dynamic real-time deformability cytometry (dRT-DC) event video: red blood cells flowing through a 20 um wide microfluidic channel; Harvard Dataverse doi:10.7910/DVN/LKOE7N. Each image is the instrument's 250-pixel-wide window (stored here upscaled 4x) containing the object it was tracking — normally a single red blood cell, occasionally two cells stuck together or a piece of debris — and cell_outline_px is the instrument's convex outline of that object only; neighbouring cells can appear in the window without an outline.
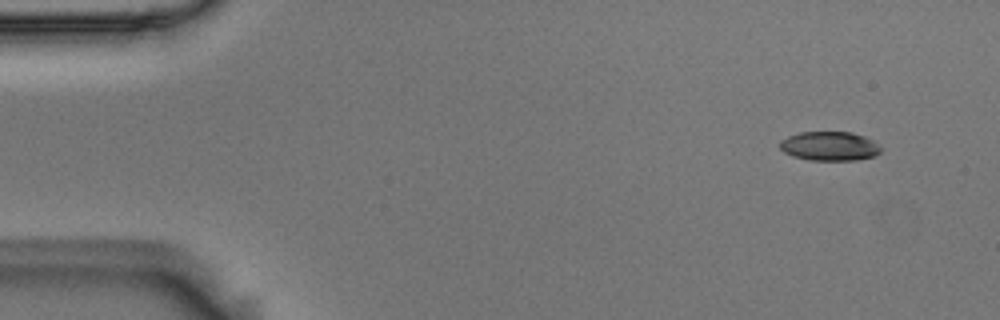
{"species": "Egyptian fruit bat (a non-hibernating species)", "species_latin": "Rousettus aegyptiacus", "temperature_condition": "room temperature", "stored_images_in_passage": 5, "segment_of_instrument_passage": [1, 2], "camera_frame_rate_fps": 3000, "um_per_image_px": 0.085, "animal": {"sex": "male"}, "frame": {"image": 1, "passage_image": 1, "time_ms": 0.0, "image_size_px": [1000, 320], "cell_outline_px": [[880, 152], [876, 156], [856, 160], [808, 160], [792, 156], [784, 152], [780, 148], [780, 140], [788, 136], [800, 132], [852, 132], [864, 136], [872, 140], [880, 148]], "centroid_in_image_um": [70.49, 12.42], "position_along_channel_um": 14.5, "area_um2": 17.17}}
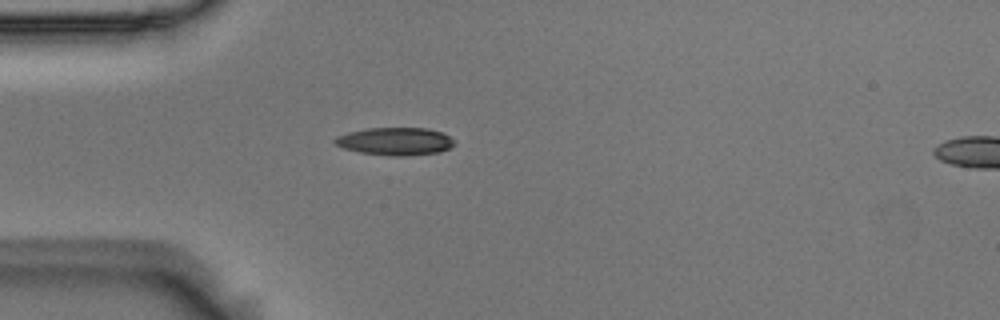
{"frame": {"image": 2, "passage_image": 4, "time_ms": 1.0, "image_size_px": [1000, 320], "cell_outline_px": [[456, 144], [440, 152], [408, 156], [392, 156], [360, 152], [344, 148], [336, 144], [332, 140], [336, 136], [348, 132], [368, 128], [428, 128], [440, 132], [456, 140]], "centroid_in_image_um": [33.61, 12.01], "position_along_channel_um": 51.4, "area_um2": 19.36}}